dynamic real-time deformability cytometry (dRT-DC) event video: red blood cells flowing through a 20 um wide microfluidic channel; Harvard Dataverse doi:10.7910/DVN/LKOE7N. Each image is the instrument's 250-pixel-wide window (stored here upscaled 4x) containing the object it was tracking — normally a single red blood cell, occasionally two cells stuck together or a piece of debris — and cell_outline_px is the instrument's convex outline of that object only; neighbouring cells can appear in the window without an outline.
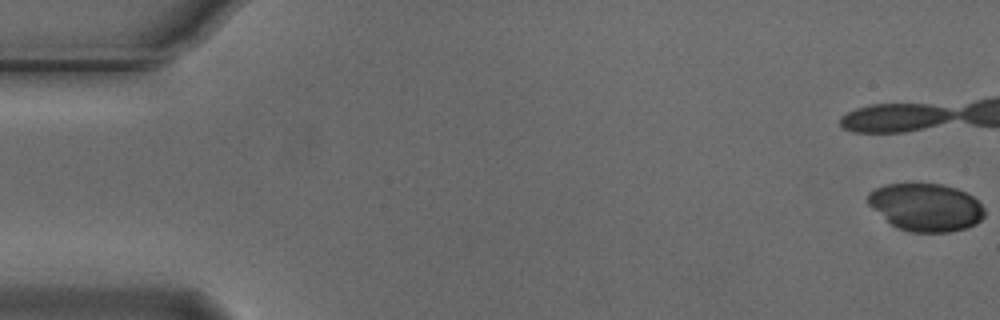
{"species": "Egyptian fruit bat (a non-hibernating species)", "species_latin": "Rousettus aegyptiacus", "temperature_condition": "cold", "stored_images_in_passage": 7, "camera_frame_rate_fps": 3000, "um_per_image_px": 0.085, "animal": {"sex": "male"}, "frame": {"image": 1, "passage_image": 1, "time_ms": 0.0, "image_size_px": [1000, 320], "cell_outline_px": [[984, 216], [976, 224], [964, 228], [948, 232], [912, 232], [896, 228], [868, 204], [868, 192], [876, 188], [888, 184], [940, 184], [956, 188], [972, 196], [984, 208]], "centroid_in_image_um": [78.69, 17.62], "position_along_channel_um": 6.3, "area_um2": 32.08}}